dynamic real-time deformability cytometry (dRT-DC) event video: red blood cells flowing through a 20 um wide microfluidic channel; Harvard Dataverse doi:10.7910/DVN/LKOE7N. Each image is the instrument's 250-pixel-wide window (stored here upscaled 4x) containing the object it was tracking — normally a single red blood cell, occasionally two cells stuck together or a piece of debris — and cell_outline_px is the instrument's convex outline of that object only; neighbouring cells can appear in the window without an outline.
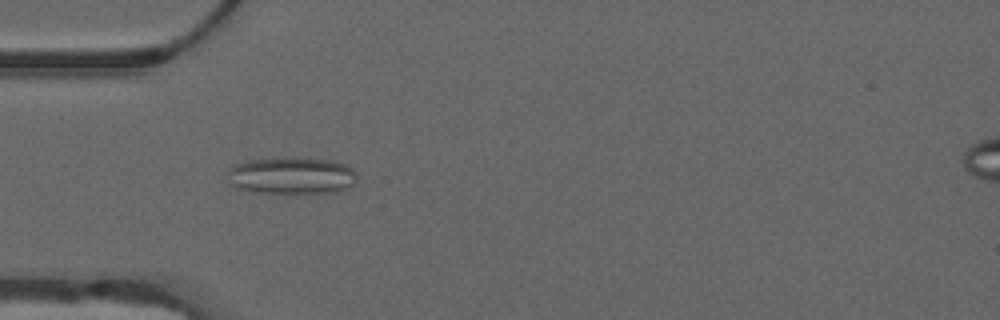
{"species": "common noctule bat (a hibernating species)", "species_latin": "Nyctalus noctula", "temperature_condition": "warm", "stored_images_in_passage": 23, "camera_frame_rate_fps": 3000, "um_per_image_px": 0.085, "animal": {"sex": "male", "forearm_length_mm": 52.5}, "frame": {"image": 1, "passage_image": 17, "time_ms": 5.333, "image_size_px": [1000, 320], "cell_outline_px": [[356, 180], [352, 184], [336, 192], [260, 192], [240, 188], [232, 184], [228, 172], [228, 168], [236, 164], [248, 160], [332, 160], [348, 164], [356, 172]], "centroid_in_image_um": [24.84, 14.94], "position_along_channel_um": 60.2, "area_um2": 26.59}}